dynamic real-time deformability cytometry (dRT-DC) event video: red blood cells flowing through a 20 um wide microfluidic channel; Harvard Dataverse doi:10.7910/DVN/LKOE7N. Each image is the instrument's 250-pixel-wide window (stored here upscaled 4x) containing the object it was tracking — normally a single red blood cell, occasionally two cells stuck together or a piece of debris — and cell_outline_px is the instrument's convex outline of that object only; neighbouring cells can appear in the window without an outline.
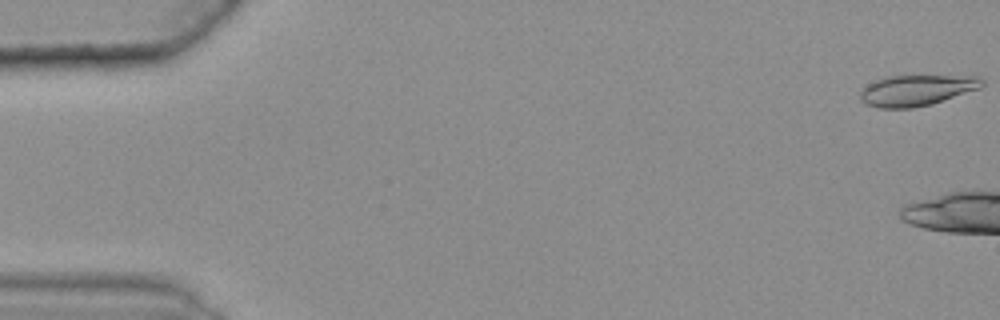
{"species": "common noctule bat (a hibernating species)", "species_latin": "Nyctalus noctula", "temperature_condition": "warm", "stored_images_in_passage": 11, "camera_frame_rate_fps": 3000, "um_per_image_px": 0.085, "animal": {"sex": "female", "body_mass_g": 25.1}, "frame": {"image": 1, "passage_image": 1, "time_ms": 0.0, "image_size_px": [1000, 320], "cell_outline_px": [[984, 84], [980, 88], [932, 104], [912, 108], [880, 108], [864, 104], [860, 100], [860, 88], [876, 80], [888, 76], [980, 76], [984, 80]], "centroid_in_image_um": [77.89, 7.68], "position_along_channel_um": 7.1, "area_um2": 22.02}}